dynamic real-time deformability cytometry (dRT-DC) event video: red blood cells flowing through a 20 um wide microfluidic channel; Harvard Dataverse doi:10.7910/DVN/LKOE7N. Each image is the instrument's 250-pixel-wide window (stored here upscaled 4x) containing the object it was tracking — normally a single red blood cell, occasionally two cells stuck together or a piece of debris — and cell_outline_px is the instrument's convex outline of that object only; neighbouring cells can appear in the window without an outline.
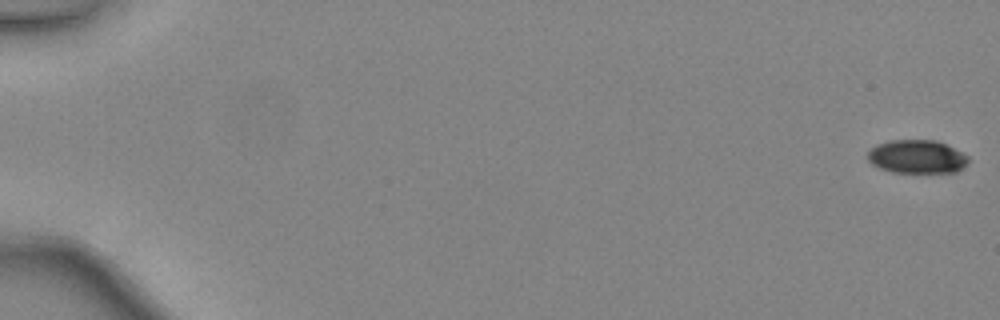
{"species": "common noctule bat (a hibernating species)", "species_latin": "Nyctalus noctula", "temperature_condition": "warm", "stored_images_in_passage": 48, "camera_frame_rate_fps": 3000, "um_per_image_px": 0.085, "animal": {"sex": "female", "body_mass_g": 24.6, "forearm_length_mm": 56.2}, "frame": {"image": 1, "passage_image": 1, "time_ms": 0.0, "image_size_px": [1000, 320], "cell_outline_px": [[968, 164], [956, 172], [892, 172], [880, 168], [872, 164], [868, 160], [868, 152], [876, 144], [888, 140], [936, 140], [968, 156]], "centroid_in_image_um": [77.92, 13.32], "position_along_channel_um": 7.1, "area_um2": 19.48}}
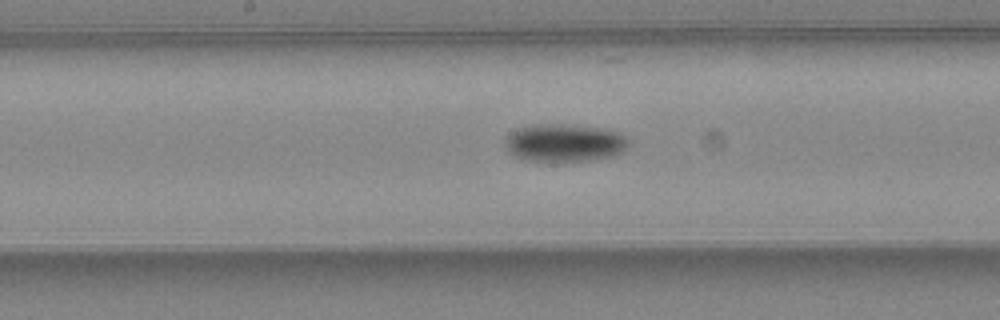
{"frame": {"image": 2, "passage_image": 27, "time_ms": 8.667, "image_size_px": [1000, 320], "cell_outline_px": [[628, 148], [612, 156], [592, 160], [560, 164], [552, 164], [524, 160], [508, 152], [504, 144], [504, 136], [520, 128], [536, 124], [600, 128], [620, 132], [628, 140]], "centroid_in_image_um": [47.93, 12.21], "position_along_channel_um": 200.3, "area_um2": 27.69}}
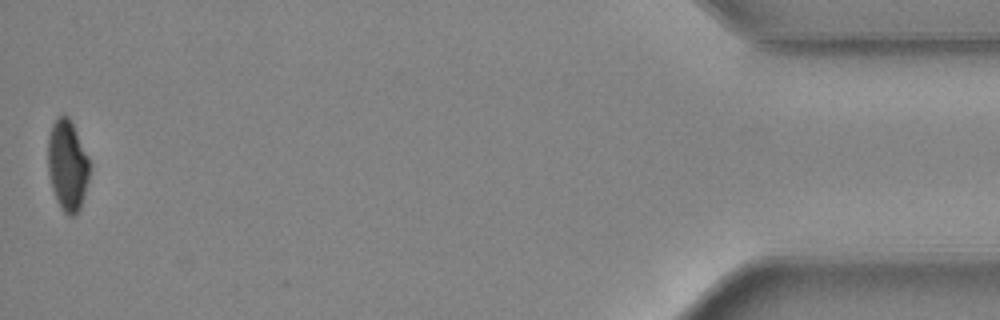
{"frame": {"image": 3, "passage_image": 48, "time_ms": 15.667, "image_size_px": [1000, 320], "cell_outline_px": [[92, 168], [84, 196], [80, 208], [76, 216], [68, 216], [60, 208], [56, 200], [52, 188], [48, 172], [48, 132], [56, 116], [68, 116], [92, 164]], "centroid_in_image_um": [5.74, 14.08], "position_along_channel_um": 429.5, "area_um2": 22.43}, "authors_computed_cell_mechanics": {"area_um2": 23.9581, "velocity_mm_per_s": 4.468, "shape_relaxation_time_tau1_ms": 3.3352, "shape_relaxation_time_tau2_ms": null, "deformation_change_tau1": 0.1105, "deformation_change_tau2": null}}